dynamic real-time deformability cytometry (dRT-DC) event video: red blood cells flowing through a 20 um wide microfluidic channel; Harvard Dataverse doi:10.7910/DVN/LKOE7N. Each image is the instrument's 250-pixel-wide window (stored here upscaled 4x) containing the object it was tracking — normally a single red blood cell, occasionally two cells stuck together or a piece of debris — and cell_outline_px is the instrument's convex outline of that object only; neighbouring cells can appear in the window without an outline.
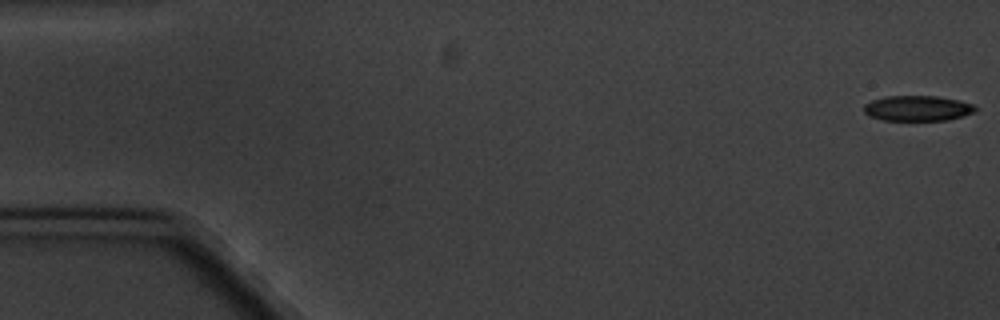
{"species": "common noctule bat (a hibernating species)", "species_latin": "Nyctalus noctula", "temperature_condition": "cold", "stored_images_in_passage": 4, "camera_frame_rate_fps": 3000, "um_per_image_px": 0.085, "animal": {"sex": "male", "body_mass_g": 20.1, "forearm_length_mm": 53.5}, "frame": {"image": 1, "passage_image": 1, "time_ms": 0.0, "image_size_px": [1000, 320], "cell_outline_px": [[976, 112], [964, 116], [948, 120], [884, 120], [868, 116], [864, 112], [864, 104], [872, 100], [888, 96], [936, 96], [960, 100], [972, 104], [976, 108]], "centroid_in_image_um": [78.0, 9.2], "position_along_channel_um": 7.0, "area_um2": 16.53}}